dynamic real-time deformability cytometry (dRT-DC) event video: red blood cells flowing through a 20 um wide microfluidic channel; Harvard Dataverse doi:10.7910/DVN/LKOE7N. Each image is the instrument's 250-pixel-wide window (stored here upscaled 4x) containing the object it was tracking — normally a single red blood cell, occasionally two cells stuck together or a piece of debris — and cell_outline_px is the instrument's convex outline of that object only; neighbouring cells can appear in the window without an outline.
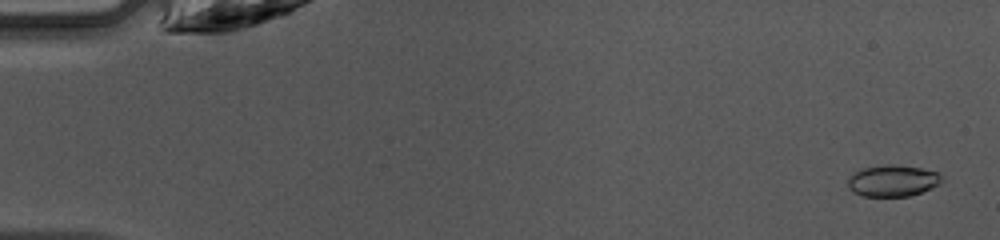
{"species": "common noctule bat (a hibernating species)", "species_latin": "Nyctalus noctula", "temperature_condition": "warm", "stored_images_in_passage": 8, "camera_frame_rate_fps": 3000, "um_per_image_px": 0.085, "animal": {"sex": "female", "body_mass_g": 10.0, "forearm_length_mm": 53.1}, "frame": {"image": 1, "passage_image": 2, "time_ms": 0.333, "image_size_px": [1000, 240], "cell_outline_px": [[940, 180], [936, 184], [920, 192], [908, 196], [864, 196], [852, 192], [848, 188], [848, 176], [864, 168], [880, 164], [896, 164], [920, 168], [936, 172], [940, 176]], "centroid_in_image_um": [75.78, 15.35], "position_along_channel_um": 9.2, "area_um2": 16.94}}